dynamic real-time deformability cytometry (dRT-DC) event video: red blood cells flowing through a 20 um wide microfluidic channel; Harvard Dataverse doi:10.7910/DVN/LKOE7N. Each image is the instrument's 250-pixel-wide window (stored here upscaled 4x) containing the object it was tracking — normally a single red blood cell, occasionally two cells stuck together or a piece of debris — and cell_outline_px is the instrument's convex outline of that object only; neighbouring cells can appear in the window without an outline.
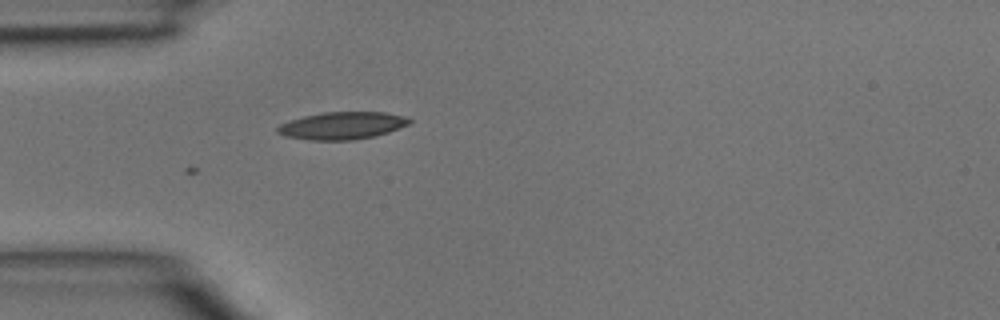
{"species": "common noctule bat (a hibernating species)", "species_latin": "Nyctalus noctula", "temperature_condition": "room temperature", "stored_images_in_passage": 5, "camera_frame_rate_fps": 3000, "um_per_image_px": 0.085, "animal": {"sex": "male", "body_mass_g": 15.6}, "frame": {"image": 1, "passage_image": 5, "time_ms": 1.333, "image_size_px": [1000, 320], "cell_outline_px": [[412, 120], [408, 124], [388, 132], [376, 136], [352, 140], [308, 140], [284, 136], [276, 132], [276, 128], [280, 124], [304, 116], [324, 112], [384, 112], [404, 116]], "centroid_in_image_um": [29.06, 10.68], "position_along_channel_um": 55.9, "area_um2": 20.98}}